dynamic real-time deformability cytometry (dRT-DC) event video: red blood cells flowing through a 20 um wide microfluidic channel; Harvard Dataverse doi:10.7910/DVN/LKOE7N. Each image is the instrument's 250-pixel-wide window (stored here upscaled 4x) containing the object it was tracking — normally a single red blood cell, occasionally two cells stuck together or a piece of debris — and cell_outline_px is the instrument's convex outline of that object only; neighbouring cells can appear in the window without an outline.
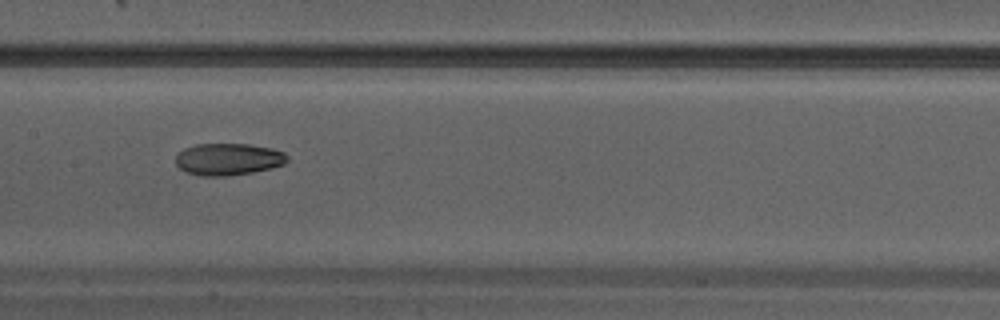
{"species": "Egyptian fruit bat (a non-hibernating species)", "species_latin": "Rousettus aegyptiacus", "temperature_condition": "warm", "stored_images_in_passage": 25, "camera_frame_rate_fps": 3000, "um_per_image_px": 0.085, "animal": {"sex": "male"}, "frame": {"image": 1, "passage_image": 8, "time_ms": 2.333, "image_size_px": [1000, 320], "cell_outline_px": [[288, 160], [284, 164], [272, 168], [252, 172], [224, 176], [204, 176], [188, 172], [180, 168], [176, 164], [176, 156], [184, 148], [196, 144], [248, 144], [272, 148], [284, 152], [288, 156]], "centroid_in_image_um": [19.43, 13.52], "position_along_channel_um": 188.0, "area_um2": 20.69}}
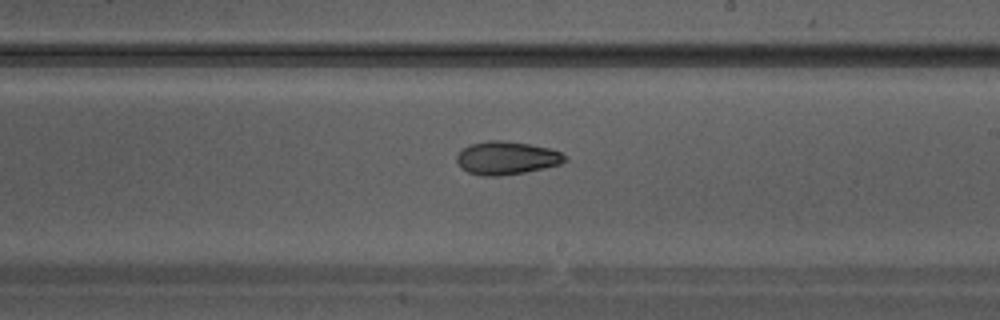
{"frame": {"image": 2, "passage_image": 11, "time_ms": 3.333, "image_size_px": [1000, 320], "cell_outline_px": [[568, 160], [560, 164], [544, 168], [524, 172], [500, 176], [480, 176], [468, 172], [460, 168], [456, 160], [456, 156], [468, 144], [488, 140], [504, 140], [528, 144], [548, 148], [560, 152], [568, 156]], "centroid_in_image_um": [43.04, 13.43], "position_along_channel_um": 246.0, "area_um2": 21.04}}